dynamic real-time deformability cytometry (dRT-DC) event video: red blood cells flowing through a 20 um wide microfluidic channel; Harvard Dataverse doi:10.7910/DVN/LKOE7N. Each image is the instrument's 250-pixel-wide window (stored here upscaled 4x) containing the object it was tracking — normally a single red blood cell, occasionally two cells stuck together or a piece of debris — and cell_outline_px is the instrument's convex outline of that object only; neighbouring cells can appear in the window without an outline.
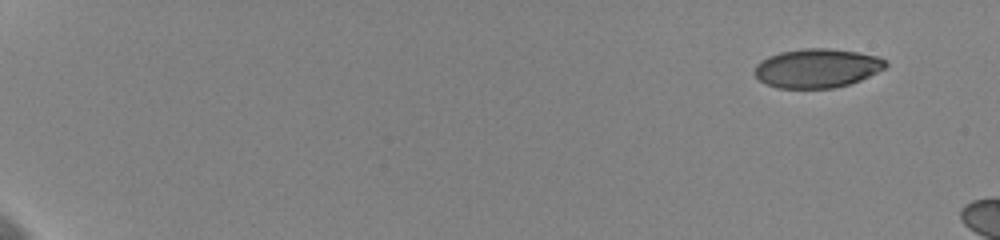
{"species": "human", "species_latin": "Homo sapiens", "temperature_condition": "cold", "stored_images_in_passage": 10, "camera_frame_rate_fps": 3000, "um_per_image_px": 0.085, "donor": {"sex": "female"}, "frame": {"image": 1, "passage_image": 1, "time_ms": 0.0, "image_size_px": [1000, 240], "cell_outline_px": [[888, 64], [884, 68], [860, 80], [848, 84], [832, 88], [776, 88], [760, 80], [752, 72], [756, 64], [760, 60], [768, 56], [780, 52], [804, 48], [828, 48], [856, 52], [880, 56]], "centroid_in_image_um": [69.41, 5.79], "position_along_channel_um": 15.6, "area_um2": 29.77}}